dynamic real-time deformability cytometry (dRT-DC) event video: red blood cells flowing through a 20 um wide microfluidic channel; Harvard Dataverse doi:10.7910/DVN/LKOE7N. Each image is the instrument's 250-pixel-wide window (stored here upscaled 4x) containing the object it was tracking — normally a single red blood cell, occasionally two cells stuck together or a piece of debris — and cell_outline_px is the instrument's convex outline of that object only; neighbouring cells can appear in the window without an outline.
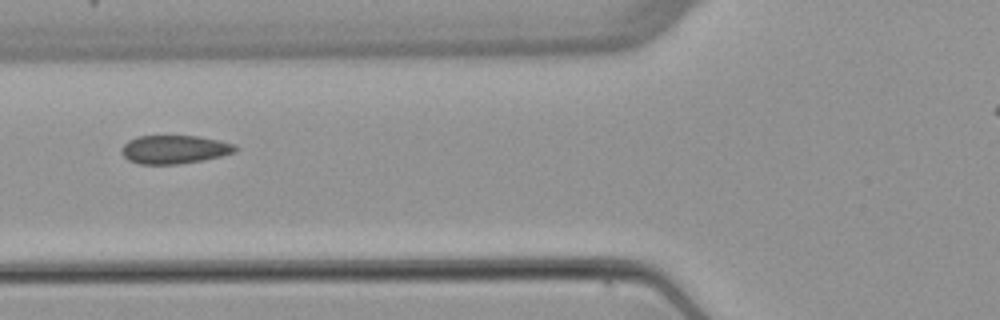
{"species": "common noctule bat (a hibernating species)", "species_latin": "Nyctalus noctula", "temperature_condition": "warm", "stored_images_in_passage": 7, "camera_frame_rate_fps": 3000, "um_per_image_px": 0.085, "animal": {"sex": "female", "body_mass_g": 22.7, "forearm_length_mm": 54.2}, "frame": {"image": 1, "passage_image": 5, "time_ms": 6.333, "image_size_px": [1000, 320], "cell_outline_px": [[240, 148], [236, 152], [204, 160], [180, 164], [140, 164], [128, 160], [120, 152], [120, 148], [128, 140], [136, 136], [196, 136], [220, 140], [236, 144]], "centroid_in_image_um": [14.84, 12.7], "position_along_channel_um": 111.0, "area_um2": 19.13}}
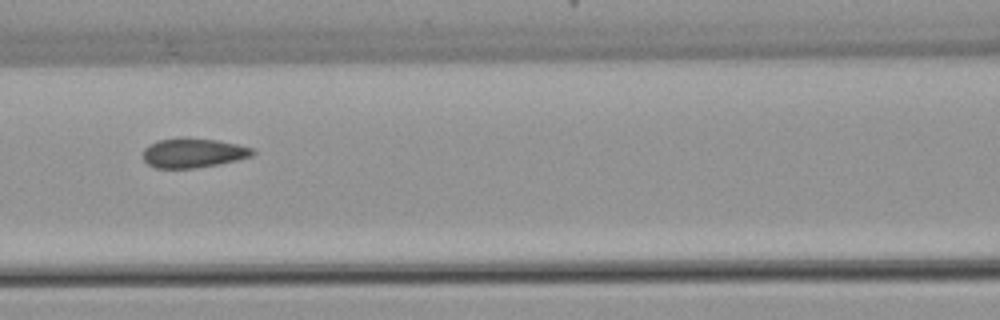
{"frame": {"image": 2, "passage_image": 6, "time_ms": 7.333, "image_size_px": [1000, 320], "cell_outline_px": [[256, 152], [252, 156], [220, 164], [196, 168], [156, 168], [148, 164], [144, 160], [144, 148], [148, 144], [160, 140], [180, 136], [216, 140], [236, 144], [252, 148]], "centroid_in_image_um": [16.41, 12.99], "position_along_channel_um": 150.2, "area_um2": 18.96}}